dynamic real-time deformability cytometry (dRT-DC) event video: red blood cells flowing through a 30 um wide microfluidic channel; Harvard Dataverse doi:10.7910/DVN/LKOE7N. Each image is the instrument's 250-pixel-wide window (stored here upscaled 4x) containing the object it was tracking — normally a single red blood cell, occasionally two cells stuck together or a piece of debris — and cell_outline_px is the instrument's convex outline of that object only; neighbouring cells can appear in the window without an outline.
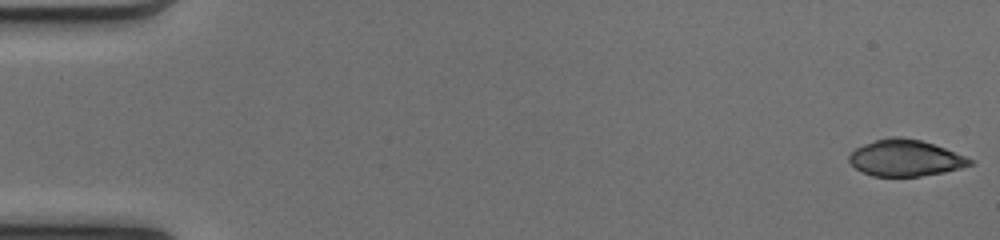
{"species": "common noctule bat (a hibernating species)", "species_latin": "Nyctalus noctula", "temperature_condition": "cold", "stored_images_in_passage": 50, "camera_frame_rate_fps": 3000, "um_per_image_px": 0.085, "animal": {"sex": "female", "body_mass_g": 17.0, "forearm_length_mm": 48.0}, "frame": {"image": 1, "passage_image": 1, "time_ms": 0.0, "image_size_px": [1000, 240], "cell_outline_px": [[976, 164], [944, 172], [920, 176], [872, 176], [856, 168], [848, 160], [848, 156], [856, 148], [864, 144], [888, 136], [900, 136], [920, 140], [944, 148], [976, 160]], "centroid_in_image_um": [76.99, 13.43], "position_along_channel_um": 8.0, "area_um2": 25.61}}
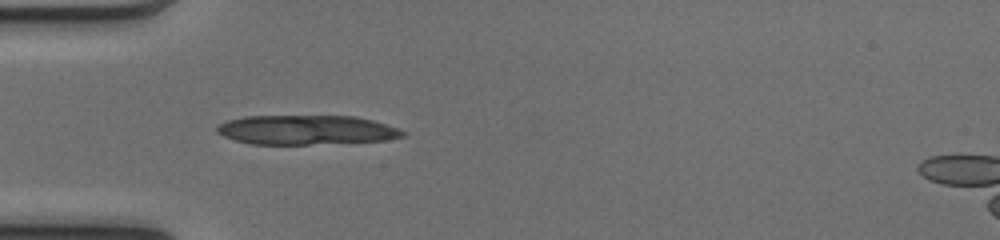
{"frame": {"image": 2, "passage_image": 16, "time_ms": 5.0, "image_size_px": [1000, 240], "cell_outline_px": [[404, 136], [384, 140], [308, 144], [252, 144], [236, 140], [224, 136], [216, 132], [216, 128], [220, 124], [228, 120], [244, 116], [356, 116], [372, 120], [400, 128], [404, 132]], "centroid_in_image_um": [26.03, 11.03], "position_along_channel_um": 59.0, "area_um2": 31.62}}